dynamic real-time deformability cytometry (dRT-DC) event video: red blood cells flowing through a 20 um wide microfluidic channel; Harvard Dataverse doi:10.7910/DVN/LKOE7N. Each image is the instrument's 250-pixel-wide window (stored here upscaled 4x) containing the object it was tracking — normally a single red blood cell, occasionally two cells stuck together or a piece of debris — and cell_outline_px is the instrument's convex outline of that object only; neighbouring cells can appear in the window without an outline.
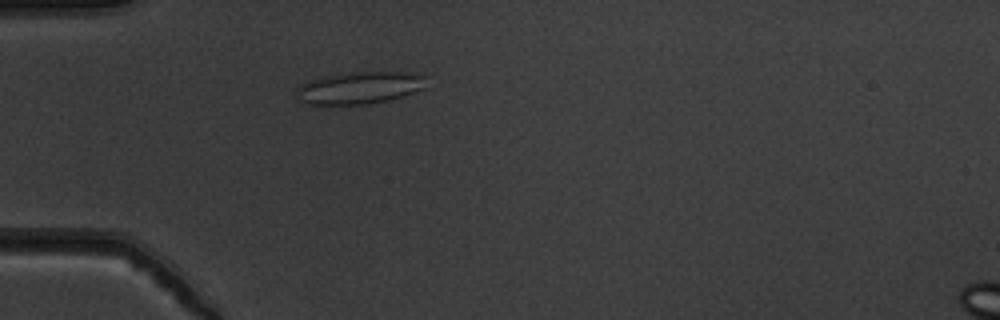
{"species": "common noctule bat (a hibernating species)", "species_latin": "Nyctalus noctula", "temperature_condition": "warm", "stored_images_in_passage": 51, "camera_frame_rate_fps": 3000, "um_per_image_px": 0.085, "animal": {"sex": "male", "body_mass_g": 19.5, "forearm_length_mm": 54.6}, "frame": {"image": 1, "passage_image": 14, "time_ms": 4.333, "image_size_px": [1000, 320], "cell_outline_px": [[428, 88], [404, 96], [388, 100], [368, 104], [308, 104], [300, 100], [296, 96], [296, 88], [308, 80], [324, 76], [348, 72], [416, 72], [428, 76]], "centroid_in_image_um": [30.66, 7.44], "position_along_channel_um": 54.3, "area_um2": 24.91}}
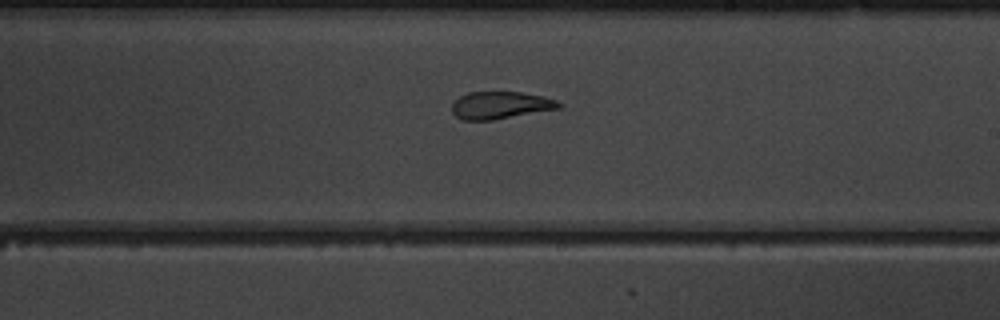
{"frame": {"image": 2, "passage_image": 30, "time_ms": 9.667, "image_size_px": [1000, 320], "cell_outline_px": [[560, 108], [492, 120], [464, 120], [456, 116], [452, 112], [452, 104], [460, 96], [468, 92], [524, 92], [544, 96], [556, 100], [560, 104]], "centroid_in_image_um": [42.52, 8.93], "position_along_channel_um": 246.5, "area_um2": 16.94}}
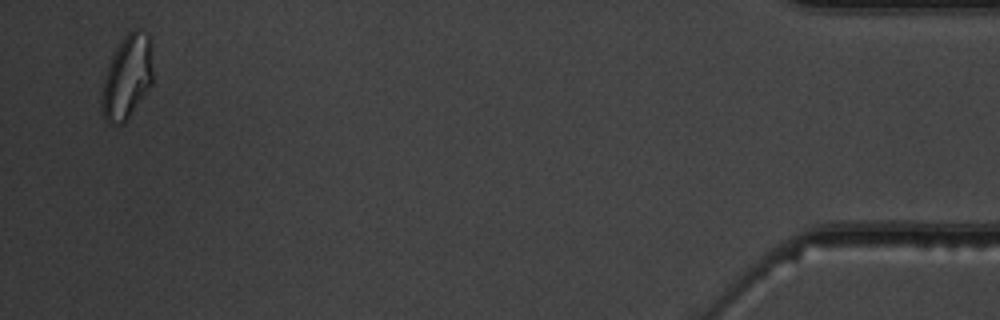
{"frame": {"image": 3, "passage_image": 50, "time_ms": 16.333, "image_size_px": [1000, 320], "cell_outline_px": [[152, 84], [124, 124], [108, 124], [104, 120], [100, 104], [100, 100], [104, 76], [112, 56], [116, 48], [124, 36], [132, 28], [136, 28], [152, 36]], "centroid_in_image_um": [10.8, 6.54], "position_along_channel_um": 424.4, "area_um2": 25.49}, "authors_computed_cell_mechanics": {"area_um2": 20.7502, "velocity_mm_per_s": 3.8141, "shape_relaxation_time_tau1_ms": null, "shape_relaxation_time_tau2_ms": 1.5637, "deformation_change_tau1": null, "deformation_change_tau2": 0.0885}}